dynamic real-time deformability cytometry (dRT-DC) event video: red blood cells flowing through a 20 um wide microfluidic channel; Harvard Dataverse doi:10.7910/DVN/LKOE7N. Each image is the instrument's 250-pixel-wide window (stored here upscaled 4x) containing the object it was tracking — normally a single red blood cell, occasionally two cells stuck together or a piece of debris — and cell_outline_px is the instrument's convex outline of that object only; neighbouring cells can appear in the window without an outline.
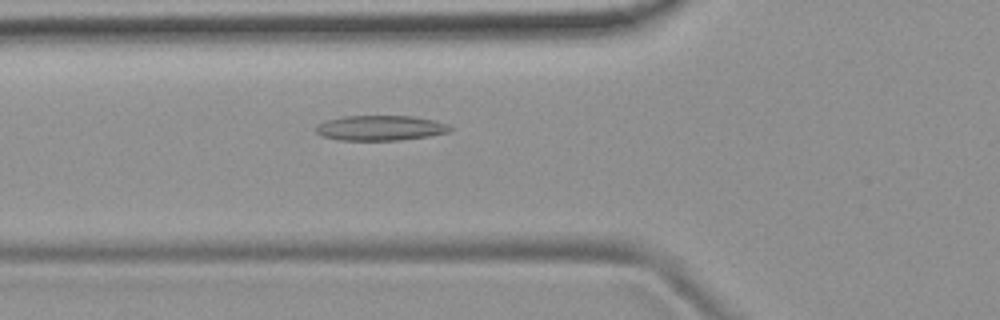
{"species": "common noctule bat (a hibernating species)", "species_latin": "Nyctalus noctula", "temperature_condition": "room temperature", "stored_images_in_passage": 36, "camera_frame_rate_fps": 3000, "um_per_image_px": 0.085, "animal": {"sex": "female", "body_mass_g": 19.9}, "frame": {"image": 1, "passage_image": 4, "time_ms": 1.0, "image_size_px": [1000, 320], "cell_outline_px": [[452, 128], [448, 132], [428, 136], [400, 140], [340, 140], [320, 136], [316, 132], [316, 124], [324, 120], [344, 116], [412, 116], [436, 120], [448, 124]], "centroid_in_image_um": [32.3, 10.87], "position_along_channel_um": 93.5, "area_um2": 19.77}}
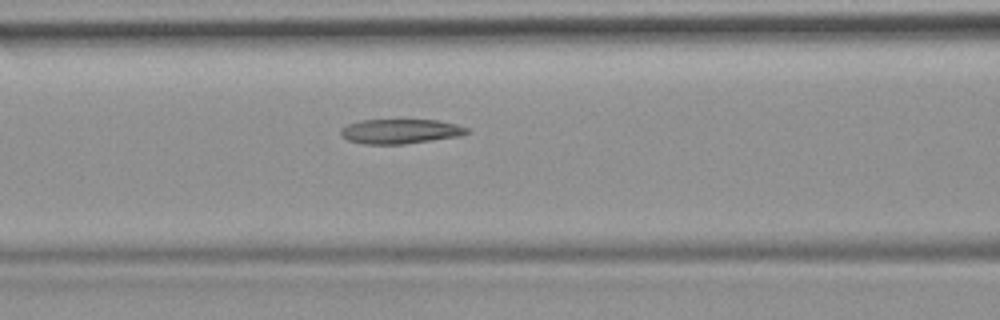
{"frame": {"image": 2, "passage_image": 7, "time_ms": 2.0, "image_size_px": [1000, 320], "cell_outline_px": [[468, 132], [460, 136], [404, 144], [364, 144], [348, 140], [340, 136], [340, 128], [348, 124], [360, 120], [436, 120], [456, 124], [468, 128]], "centroid_in_image_um": [33.98, 11.16], "position_along_channel_um": 132.6, "area_um2": 18.09}}
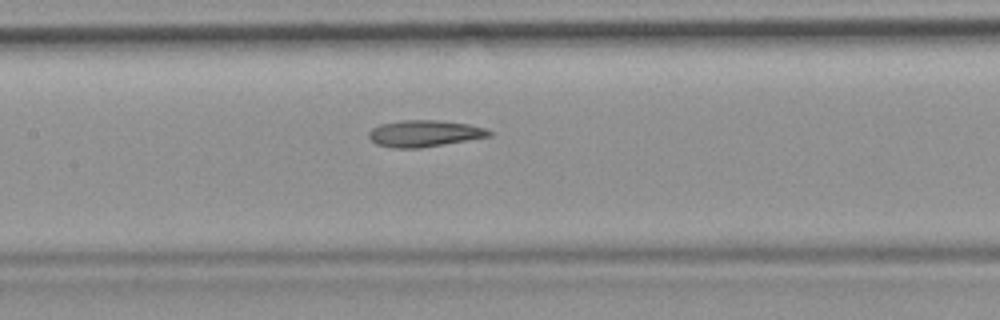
{"frame": {"image": 3, "passage_image": 10, "time_ms": 3.0, "image_size_px": [1000, 320], "cell_outline_px": [[492, 136], [420, 148], [392, 148], [376, 144], [368, 136], [368, 132], [372, 128], [380, 124], [400, 120], [440, 120], [468, 124], [488, 128], [492, 132]], "centroid_in_image_um": [36.08, 11.34], "position_along_channel_um": 171.3, "area_um2": 18.79}}